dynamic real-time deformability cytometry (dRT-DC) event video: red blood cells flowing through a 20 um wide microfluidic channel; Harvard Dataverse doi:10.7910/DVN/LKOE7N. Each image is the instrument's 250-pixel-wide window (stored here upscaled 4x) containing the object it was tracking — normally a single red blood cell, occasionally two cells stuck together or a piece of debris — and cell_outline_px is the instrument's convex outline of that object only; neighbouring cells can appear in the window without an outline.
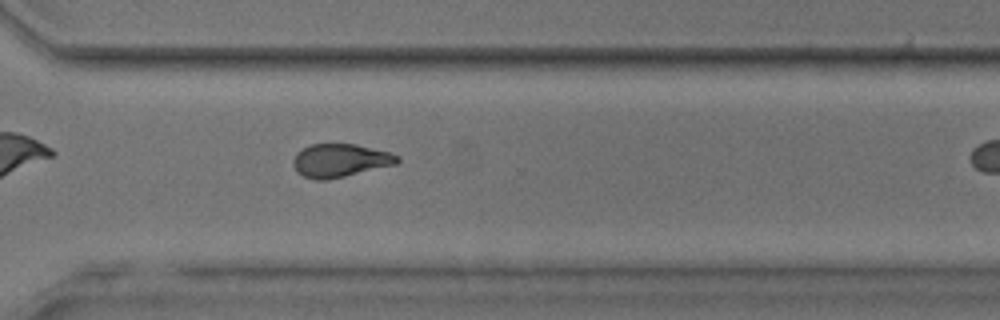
{"species": "common noctule bat (a hibernating species)", "species_latin": "Nyctalus noctula", "temperature_condition": "room temperature", "stored_images_in_passage": 32, "camera_frame_rate_fps": 3000, "um_per_image_px": 0.085, "animal": {"sex": "male", "body_mass_g": 17.9, "forearm_length_mm": 54.2}, "frame": {"image": 1, "passage_image": 23, "time_ms": 7.333, "image_size_px": [1000, 320], "cell_outline_px": [[400, 160], [396, 164], [328, 180], [316, 180], [304, 176], [296, 172], [292, 164], [292, 160], [296, 152], [312, 144], [356, 144], [388, 152], [400, 156]], "centroid_in_image_um": [28.88, 13.64], "position_along_channel_um": 341.7, "area_um2": 20.17}, "authors_computed_cell_mechanics": {"area_um2": 20.0855, "velocity_mm_per_s": 4.0883, "shape_relaxation_time_tau1_ms": 5.9753, "shape_relaxation_time_tau2_ms": 2.1132, "deformation_change_tau1": 0.1659, "deformation_change_tau2": 0.0926}}